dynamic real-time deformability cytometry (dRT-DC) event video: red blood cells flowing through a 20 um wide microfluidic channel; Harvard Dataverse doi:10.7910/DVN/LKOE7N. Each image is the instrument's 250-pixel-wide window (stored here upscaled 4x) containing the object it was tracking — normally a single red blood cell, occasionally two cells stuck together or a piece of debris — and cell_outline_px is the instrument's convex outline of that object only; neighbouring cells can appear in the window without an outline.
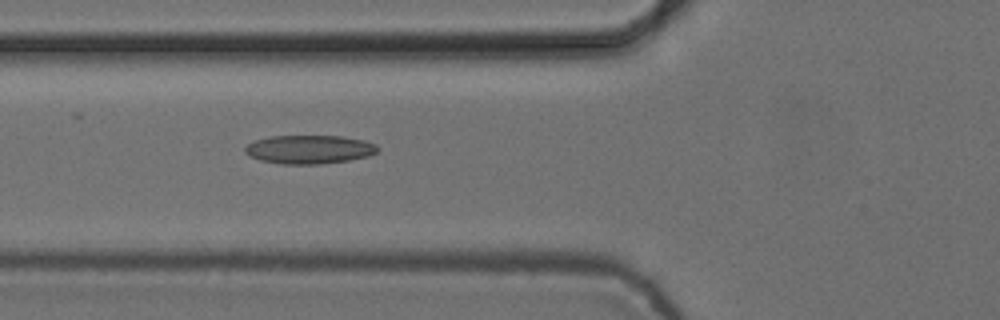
{"species": "common noctule bat (a hibernating species)", "species_latin": "Nyctalus noctula", "temperature_condition": "cold", "stored_images_in_passage": 8, "camera_frame_rate_fps": 3000, "um_per_image_px": 0.085, "animal": {"sex": "female", "body_mass_g": 24.6, "forearm_length_mm": 56.2}, "frame": {"image": 1, "passage_image": 8, "time_ms": 2.333, "image_size_px": [1000, 320], "cell_outline_px": [[380, 148], [376, 152], [368, 156], [348, 160], [320, 164], [280, 164], [260, 160], [248, 156], [244, 152], [244, 148], [252, 140], [272, 136], [340, 136], [364, 140], [376, 144]], "centroid_in_image_um": [26.25, 12.7], "position_along_channel_um": 99.5, "area_um2": 22.25}}